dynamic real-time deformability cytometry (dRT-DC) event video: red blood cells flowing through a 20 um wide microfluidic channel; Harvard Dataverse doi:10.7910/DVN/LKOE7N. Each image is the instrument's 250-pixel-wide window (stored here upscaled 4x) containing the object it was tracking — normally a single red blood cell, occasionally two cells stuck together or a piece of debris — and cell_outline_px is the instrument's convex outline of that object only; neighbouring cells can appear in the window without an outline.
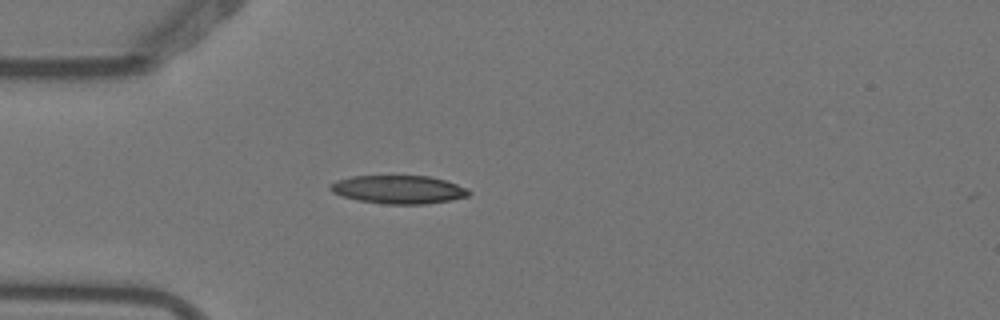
{"species": "Egyptian fruit bat (a non-hibernating species)", "species_latin": "Rousettus aegyptiacus", "temperature_condition": "warm", "stored_images_in_passage": 1, "camera_frame_rate_fps": 3000, "um_per_image_px": 0.085, "animal": {"sex": "female"}, "frame": {"image": 1, "passage_image": 1, "time_ms": 0.0, "image_size_px": [1000, 320], "cell_outline_px": [[472, 192], [468, 196], [448, 200], [424, 204], [384, 204], [356, 200], [332, 192], [328, 188], [336, 180], [352, 176], [428, 176], [444, 180], [468, 188]], "centroid_in_image_um": [33.87, 16.11], "position_along_channel_um": 51.1, "area_um2": 22.72}}